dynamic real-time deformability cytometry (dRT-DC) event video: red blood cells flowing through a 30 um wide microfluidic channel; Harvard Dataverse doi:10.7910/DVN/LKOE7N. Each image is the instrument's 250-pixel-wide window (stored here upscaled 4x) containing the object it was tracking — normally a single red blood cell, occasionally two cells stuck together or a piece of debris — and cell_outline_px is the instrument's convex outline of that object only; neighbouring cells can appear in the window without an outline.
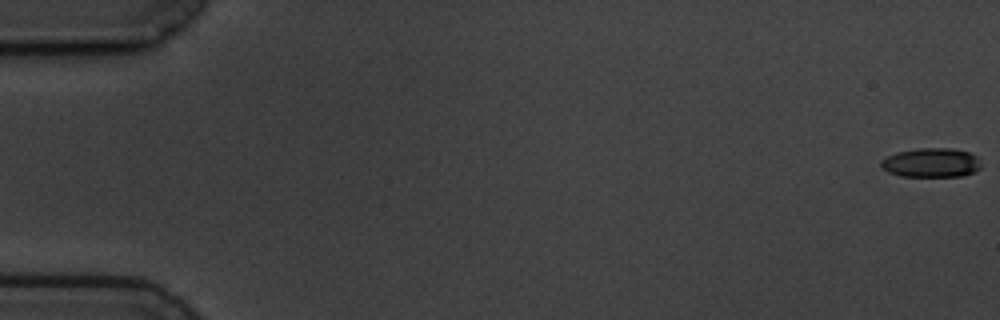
{"species": "common noctule bat (a hibernating species)", "species_latin": "Nyctalus noctula", "temperature_condition": "cold", "stored_images_in_passage": 14, "camera_frame_rate_fps": 3000, "um_per_image_px": 0.085, "animal": {"sex": "male", "body_mass_g": 19.5, "forearm_length_mm": 54.6}, "frame": {"image": 1, "passage_image": 1, "time_ms": 0.0, "image_size_px": [1000, 320], "cell_outline_px": [[980, 168], [976, 172], [960, 176], [900, 176], [888, 172], [880, 168], [880, 160], [896, 152], [916, 148], [952, 148], [968, 152], [976, 156], [980, 164]], "centroid_in_image_um": [79.12, 13.83], "position_along_channel_um": 5.9, "area_um2": 17.17}}
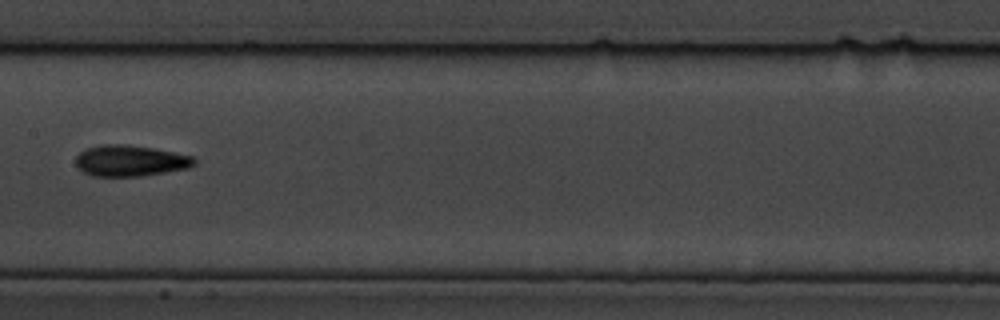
{"frame": {"image": 2, "passage_image": 8, "time_ms": 9.667, "image_size_px": [1000, 320], "cell_outline_px": [[196, 164], [188, 168], [140, 176], [92, 176], [84, 172], [76, 164], [76, 156], [84, 148], [104, 144], [124, 144], [152, 148], [192, 156], [196, 160]], "centroid_in_image_um": [11.05, 13.66], "position_along_channel_um": 196.4, "area_um2": 21.33}}
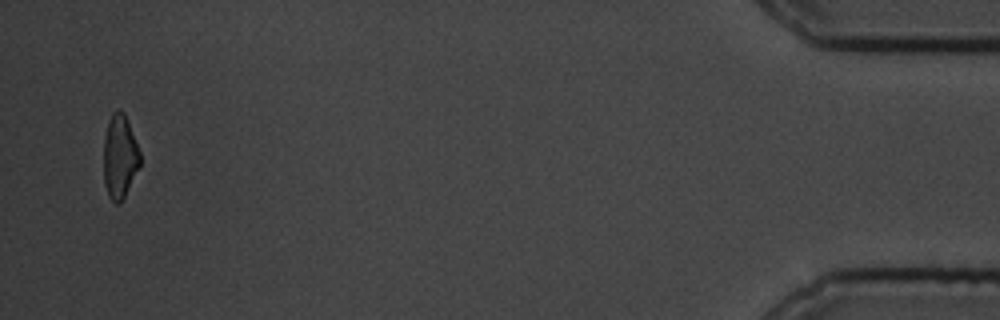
{"frame": {"image": 3, "passage_image": 14, "time_ms": 18.333, "image_size_px": [1000, 320], "cell_outline_px": [[140, 164], [120, 204], [116, 204], [108, 196], [104, 184], [104, 136], [108, 120], [112, 112], [116, 108], [124, 112], [128, 120], [140, 152]], "centroid_in_image_um": [10.16, 13.27], "position_along_channel_um": 425.0, "area_um2": 17.8}, "authors_computed_cell_mechanics": {"area_um2": 18.9873, "velocity_mm_per_s": 3.5867, "shape_relaxation_time_tau1_ms": 3.4461, "shape_relaxation_time_tau2_ms": 5.4091, "deformation_change_tau1": 0.0987, "deformation_change_tau2": 0.1146}}